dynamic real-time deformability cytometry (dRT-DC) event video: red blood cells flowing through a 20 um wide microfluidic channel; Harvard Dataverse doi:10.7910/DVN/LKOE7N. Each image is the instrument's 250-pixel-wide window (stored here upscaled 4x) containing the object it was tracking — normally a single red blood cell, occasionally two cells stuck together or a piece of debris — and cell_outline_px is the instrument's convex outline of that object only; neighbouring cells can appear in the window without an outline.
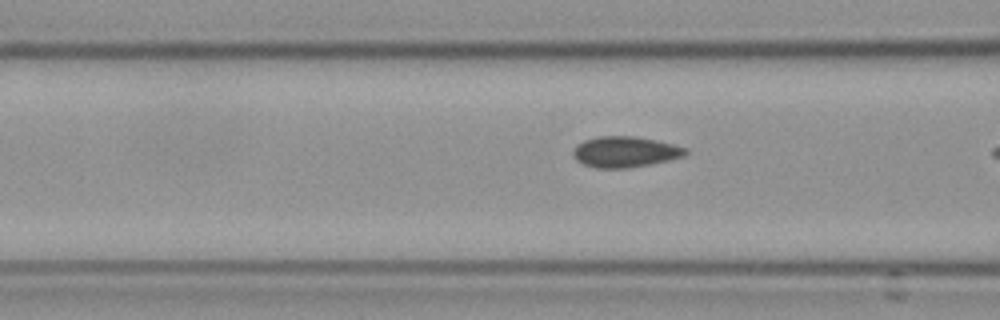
{"species": "Egyptian fruit bat (a non-hibernating species)", "species_latin": "Rousettus aegyptiacus", "temperature_condition": "cold", "stored_images_in_passage": 17, "camera_frame_rate_fps": 3000, "um_per_image_px": 0.085, "frame": {"image": 1, "passage_image": 15, "time_ms": 4.667, "image_size_px": [1000, 320], "cell_outline_px": [[688, 152], [684, 156], [668, 160], [628, 168], [596, 168], [584, 164], [576, 160], [572, 156], [572, 148], [576, 144], [584, 140], [596, 136], [636, 136], [656, 140], [688, 148]], "centroid_in_image_um": [53.09, 12.9], "position_along_channel_um": 113.5, "area_um2": 20.35}}